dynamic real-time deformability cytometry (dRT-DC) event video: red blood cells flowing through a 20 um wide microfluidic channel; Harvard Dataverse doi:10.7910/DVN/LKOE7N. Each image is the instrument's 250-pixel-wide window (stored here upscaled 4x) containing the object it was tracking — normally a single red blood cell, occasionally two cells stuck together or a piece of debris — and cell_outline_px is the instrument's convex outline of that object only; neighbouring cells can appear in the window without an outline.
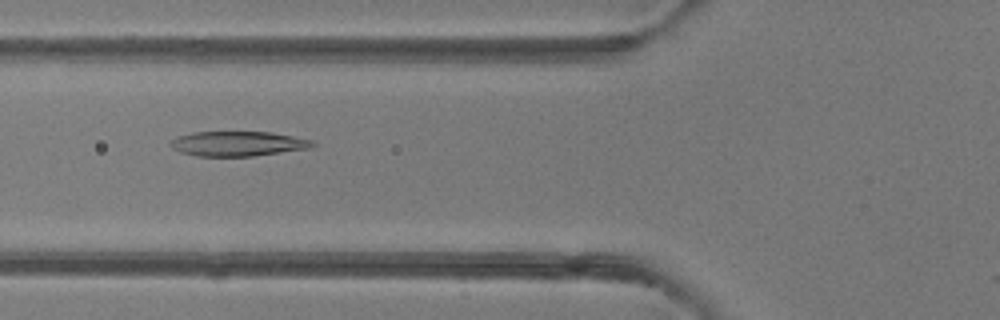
{"species": "common noctule bat (a hibernating species)", "species_latin": "Nyctalus noctula", "temperature_condition": "room temperature", "stored_images_in_passage": 6, "camera_frame_rate_fps": 3000, "um_per_image_px": 0.085, "animal": {"sex": "female"}, "frame": {"image": 1, "passage_image": 6, "time_ms": 6.667, "image_size_px": [1000, 320], "cell_outline_px": [[316, 144], [312, 148], [252, 156], [196, 156], [180, 152], [172, 148], [168, 144], [176, 136], [192, 132], [272, 132], [312, 140]], "centroid_in_image_um": [20.2, 12.21], "position_along_channel_um": 105.6, "area_um2": 20.63}}